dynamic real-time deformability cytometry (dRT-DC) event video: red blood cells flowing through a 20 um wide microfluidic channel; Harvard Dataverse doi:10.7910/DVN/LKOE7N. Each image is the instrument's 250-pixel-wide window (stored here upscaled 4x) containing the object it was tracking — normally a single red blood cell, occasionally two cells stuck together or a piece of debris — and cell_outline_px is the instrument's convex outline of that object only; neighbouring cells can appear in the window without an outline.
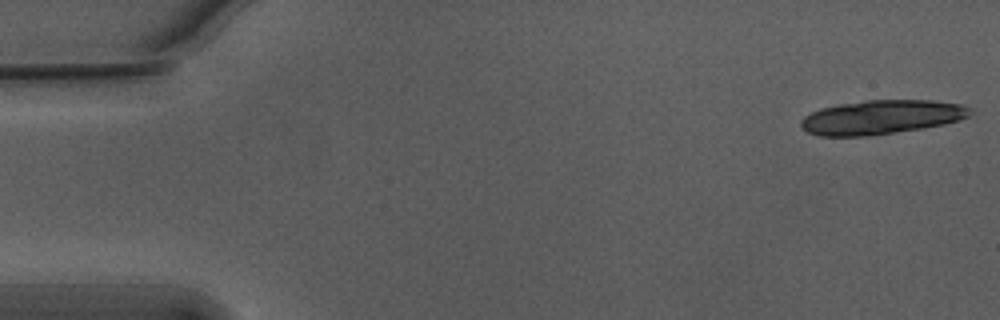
{"species": "Egyptian fruit bat (a non-hibernating species)", "species_latin": "Rousettus aegyptiacus", "temperature_condition": "warm", "stored_images_in_passage": 18, "camera_frame_rate_fps": 3000, "um_per_image_px": 0.085, "animal": {"sex": "male"}, "frame": {"image": 1, "passage_image": 1, "time_ms": 0.0, "image_size_px": [1000, 320], "cell_outline_px": [[972, 112], [968, 116], [960, 120], [944, 124], [920, 128], [864, 136], [820, 136], [808, 132], [800, 128], [800, 120], [804, 116], [820, 108], [836, 104], [864, 100], [932, 100], [964, 104], [972, 108]], "centroid_in_image_um": [74.9, 9.94], "position_along_channel_um": 10.1, "area_um2": 33.76}}